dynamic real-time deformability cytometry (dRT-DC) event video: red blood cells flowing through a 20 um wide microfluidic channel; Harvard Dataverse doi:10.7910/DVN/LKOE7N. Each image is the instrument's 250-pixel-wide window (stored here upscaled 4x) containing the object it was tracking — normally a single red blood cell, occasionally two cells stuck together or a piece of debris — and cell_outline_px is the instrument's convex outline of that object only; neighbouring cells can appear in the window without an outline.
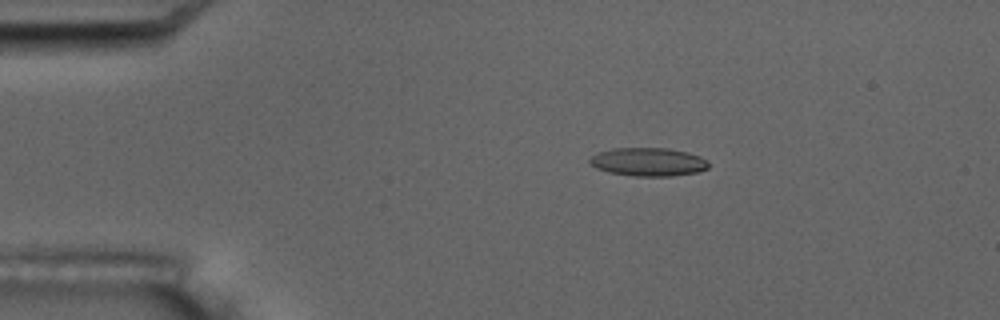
{"species": "common noctule bat (a hibernating species)", "species_latin": "Nyctalus noctula", "temperature_condition": "room temperature", "stored_images_in_passage": 3, "camera_frame_rate_fps": 3000, "um_per_image_px": 0.085, "animal": {"sex": "male", "body_mass_g": 17.5, "forearm_length_mm": 52.3}, "frame": {"image": 1, "passage_image": 2, "time_ms": 1.0, "image_size_px": [1000, 320], "cell_outline_px": [[708, 168], [700, 172], [672, 176], [632, 176], [608, 172], [596, 168], [588, 160], [596, 152], [612, 148], [668, 148], [688, 152], [700, 156], [708, 160]], "centroid_in_image_um": [55.12, 13.76], "position_along_channel_um": 29.9, "area_um2": 19.88}}